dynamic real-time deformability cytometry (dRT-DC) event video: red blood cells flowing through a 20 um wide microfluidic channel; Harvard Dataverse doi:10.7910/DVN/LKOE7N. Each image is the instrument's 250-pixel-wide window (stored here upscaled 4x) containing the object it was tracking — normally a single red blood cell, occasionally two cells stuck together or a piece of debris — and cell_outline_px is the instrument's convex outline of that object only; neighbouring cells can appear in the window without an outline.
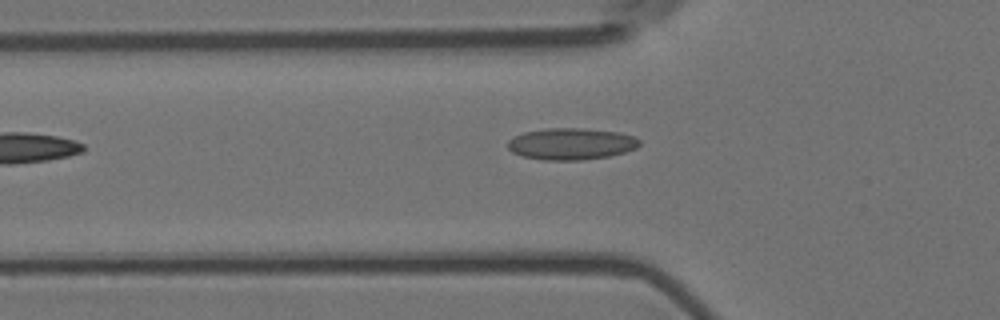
{"species": "Egyptian fruit bat (a non-hibernating species)", "species_latin": "Rousettus aegyptiacus", "temperature_condition": "room temperature", "stored_images_in_passage": 6, "camera_frame_rate_fps": 3000, "um_per_image_px": 0.085, "animal": {"sex": "female"}, "frame": {"image": 1, "passage_image": 5, "time_ms": 1.333, "image_size_px": [1000, 320], "cell_outline_px": [[640, 144], [636, 148], [624, 152], [608, 156], [584, 160], [540, 160], [524, 156], [512, 152], [508, 148], [508, 140], [524, 132], [548, 128], [584, 128], [620, 132], [632, 136], [640, 140]], "centroid_in_image_um": [48.56, 12.23], "position_along_channel_um": 77.2, "area_um2": 24.28}}
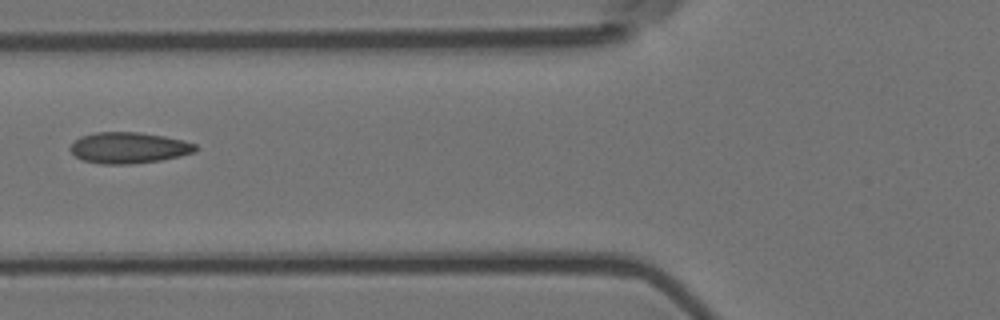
{"frame": {"image": 2, "passage_image": 6, "time_ms": 1.667, "image_size_px": [1000, 320], "cell_outline_px": [[196, 152], [180, 156], [160, 160], [132, 164], [100, 164], [84, 160], [76, 156], [68, 148], [80, 136], [96, 132], [140, 132], [164, 136], [184, 140], [196, 144]], "centroid_in_image_um": [10.95, 12.56], "position_along_channel_um": 114.8, "area_um2": 22.72}}